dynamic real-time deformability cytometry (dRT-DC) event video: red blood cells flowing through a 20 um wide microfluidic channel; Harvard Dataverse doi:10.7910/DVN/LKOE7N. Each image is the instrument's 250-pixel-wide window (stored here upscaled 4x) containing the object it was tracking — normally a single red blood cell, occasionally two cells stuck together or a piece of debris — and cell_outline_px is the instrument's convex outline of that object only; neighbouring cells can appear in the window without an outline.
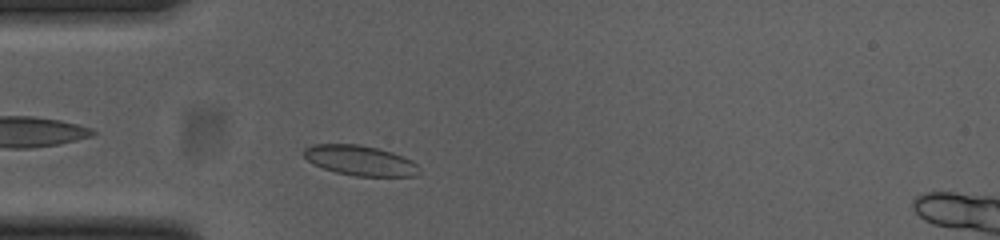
{"species": "common noctule bat (a hibernating species)", "species_latin": "Nyctalus noctula", "temperature_condition": "cold", "stored_images_in_passage": 41, "camera_frame_rate_fps": 3000, "um_per_image_px": 0.085, "animal": {"sex": "female", "body_mass_g": 23.0, "forearm_length_mm": 53.4}, "frame": {"image": 1, "passage_image": 6, "time_ms": 1.667, "image_size_px": [1000, 240], "cell_outline_px": [[420, 172], [416, 176], [356, 176], [336, 172], [324, 168], [308, 160], [300, 152], [304, 148], [312, 144], [360, 144], [392, 152], [412, 160], [420, 168]], "centroid_in_image_um": [30.61, 13.63], "position_along_channel_um": 54.4, "area_um2": 20.23}}
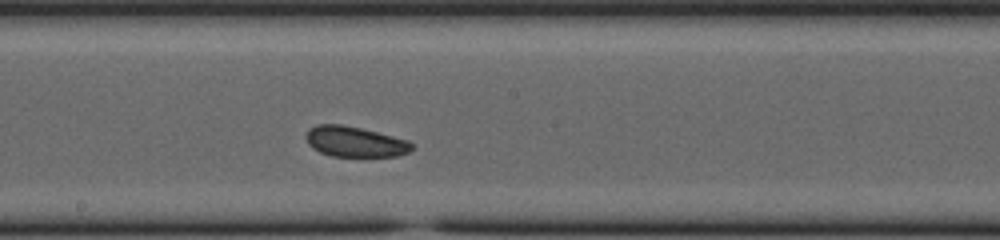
{"frame": {"image": 2, "passage_image": 20, "time_ms": 6.333, "image_size_px": [1000, 240], "cell_outline_px": [[416, 148], [408, 152], [396, 156], [332, 156], [320, 152], [312, 148], [308, 144], [304, 136], [308, 128], [316, 124], [340, 124], [360, 128], [408, 140]], "centroid_in_image_um": [30.13, 12.04], "position_along_channel_um": 218.1, "area_um2": 18.84}}
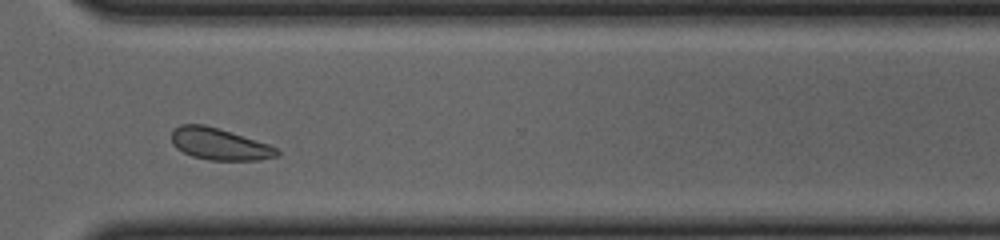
{"frame": {"image": 3, "passage_image": 31, "time_ms": 10.0, "image_size_px": [1000, 240], "cell_outline_px": [[280, 152], [276, 156], [260, 160], [208, 160], [192, 156], [176, 148], [172, 144], [172, 132], [180, 124], [204, 124], [220, 128], [280, 148]], "centroid_in_image_um": [18.66, 12.24], "position_along_channel_um": 351.9, "area_um2": 19.59}, "authors_computed_cell_mechanics": {"area_um2": 19.5364, "velocity_mm_per_s": 3.6387, "shape_relaxation_time_tau1_ms": 6.1653, "shape_relaxation_time_tau2_ms": 1.7054, "deformation_change_tau1": 0.0693, "deformation_change_tau2": 0.0582}}